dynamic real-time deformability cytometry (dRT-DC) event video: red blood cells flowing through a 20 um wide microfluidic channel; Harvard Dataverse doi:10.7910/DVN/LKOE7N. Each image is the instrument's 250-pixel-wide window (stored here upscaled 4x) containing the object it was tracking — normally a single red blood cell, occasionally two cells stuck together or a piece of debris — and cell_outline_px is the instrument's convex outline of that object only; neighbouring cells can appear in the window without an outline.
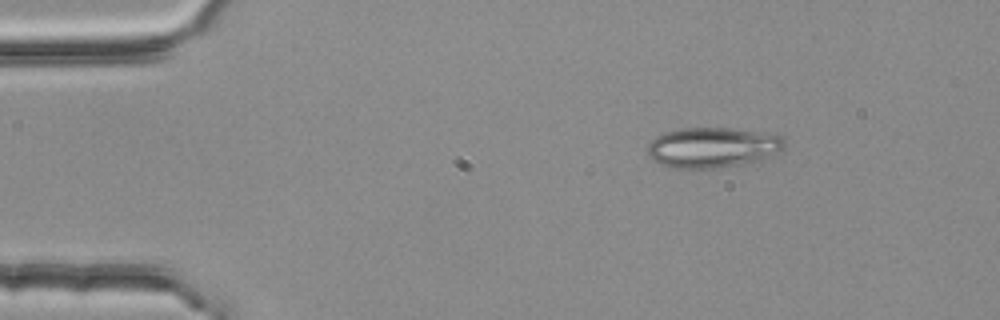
{"species": "common noctule bat (a hibernating species)", "species_latin": "Nyctalus noctula", "temperature_condition": "room temperature", "stored_images_in_passage": 3, "camera_frame_rate_fps": 3000, "um_per_image_px": 0.085, "animal": {"sex": "female", "body_mass_g": 25.1}, "frame": {"image": 1, "passage_image": 1, "time_ms": 0.0, "image_size_px": [1000, 320], "cell_outline_px": [[784, 148], [780, 152], [760, 160], [740, 164], [716, 168], [672, 168], [660, 164], [652, 160], [648, 156], [648, 144], [656, 136], [664, 132], [680, 128], [728, 128], [784, 136]], "centroid_in_image_um": [60.54, 12.54], "position_along_channel_um": 24.5, "area_um2": 32.14}}